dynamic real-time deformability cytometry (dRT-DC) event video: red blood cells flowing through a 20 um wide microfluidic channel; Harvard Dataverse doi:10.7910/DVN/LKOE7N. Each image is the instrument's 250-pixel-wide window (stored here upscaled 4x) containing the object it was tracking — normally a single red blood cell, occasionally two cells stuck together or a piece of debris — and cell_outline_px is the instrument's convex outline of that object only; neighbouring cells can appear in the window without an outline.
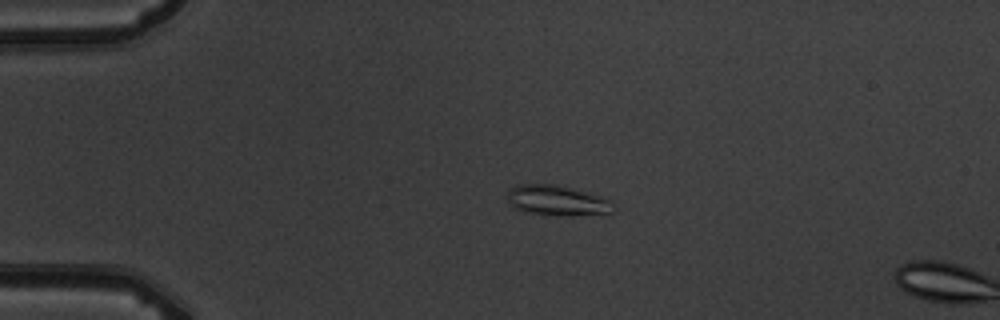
{"species": "common noctule bat (a hibernating species)", "species_latin": "Nyctalus noctula", "temperature_condition": "warm", "stored_images_in_passage": 5, "camera_frame_rate_fps": 3000, "um_per_image_px": 0.085, "animal": {"sex": "male", "body_mass_g": 19.5, "forearm_length_mm": 54.6}, "frame": {"image": 1, "passage_image": 4, "time_ms": 3.667, "image_size_px": [1000, 320], "cell_outline_px": [[616, 208], [612, 212], [604, 216], [528, 212], [512, 208], [508, 200], [508, 188], [520, 184], [556, 184], [588, 192], [612, 200]], "centroid_in_image_um": [47.43, 17.03], "position_along_channel_um": 37.6, "area_um2": 18.79}}